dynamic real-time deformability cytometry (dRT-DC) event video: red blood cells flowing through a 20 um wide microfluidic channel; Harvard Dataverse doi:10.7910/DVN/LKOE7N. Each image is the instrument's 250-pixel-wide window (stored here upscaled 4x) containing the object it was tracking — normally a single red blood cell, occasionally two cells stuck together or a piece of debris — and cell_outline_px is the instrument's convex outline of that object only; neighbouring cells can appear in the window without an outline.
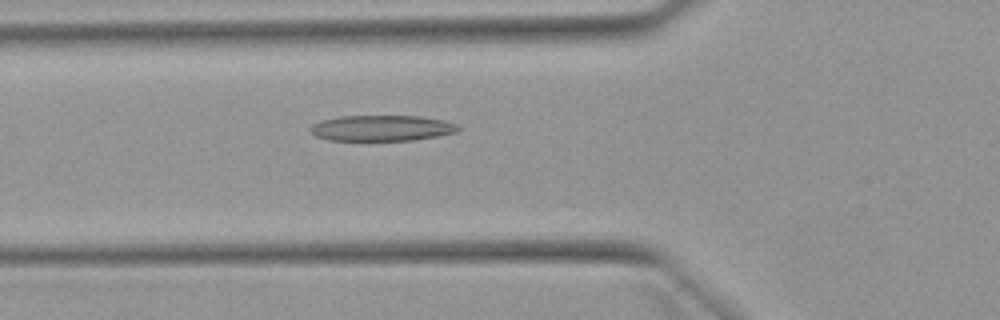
{"species": "Egyptian fruit bat (a non-hibernating species)", "species_latin": "Rousettus aegyptiacus", "temperature_condition": "warm", "stored_images_in_passage": 49, "camera_frame_rate_fps": 3000, "um_per_image_px": 0.085, "animal": {"sex": "female"}, "frame": {"image": 1, "passage_image": 16, "time_ms": 5.0, "image_size_px": [1000, 320], "cell_outline_px": [[460, 128], [456, 132], [436, 136], [412, 140], [328, 140], [316, 136], [308, 128], [312, 124], [320, 120], [340, 116], [420, 116], [444, 120], [456, 124]], "centroid_in_image_um": [32.41, 10.88], "position_along_channel_um": 93.4, "area_um2": 22.14}}
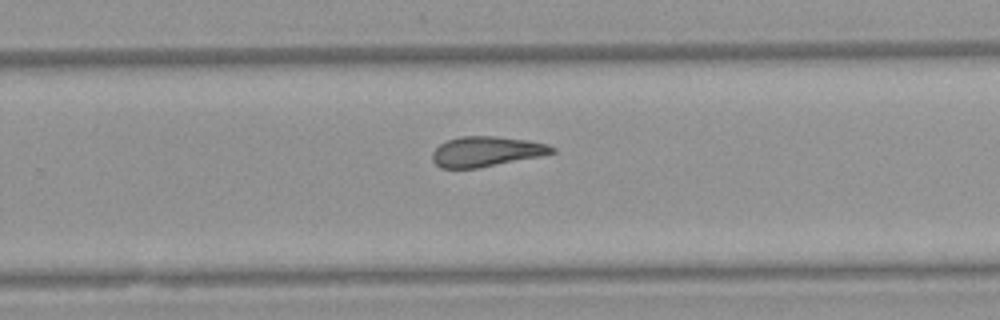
{"frame": {"image": 2, "passage_image": 31, "time_ms": 10.0, "image_size_px": [1000, 320], "cell_outline_px": [[556, 152], [540, 156], [476, 168], [440, 168], [432, 160], [432, 152], [440, 144], [448, 140], [460, 136], [496, 136], [528, 140], [548, 144], [556, 148]], "centroid_in_image_um": [41.34, 12.87], "position_along_channel_um": 288.5, "area_um2": 20.92}}
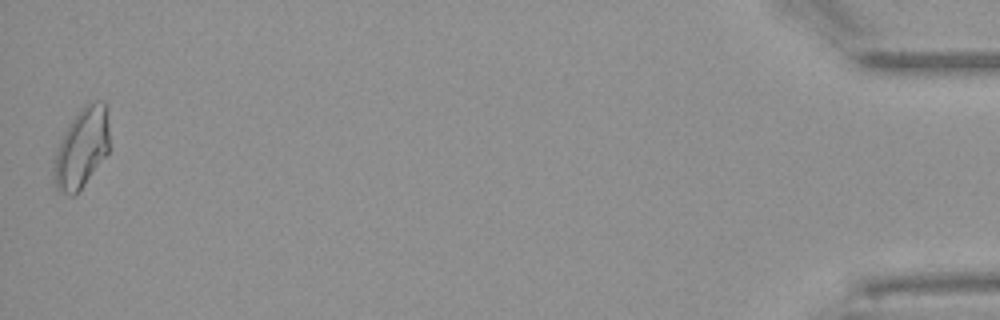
{"frame": {"image": 3, "passage_image": 49, "time_ms": 16.0, "image_size_px": [1000, 320], "cell_outline_px": [[108, 152], [84, 184], [72, 196], [68, 196], [56, 188], [52, 184], [52, 164], [60, 140], [68, 124], [76, 112], [88, 100], [104, 100], [108, 124]], "centroid_in_image_um": [6.89, 12.55], "position_along_channel_um": 428.3, "area_um2": 26.07}, "authors_computed_cell_mechanics": {"area_um2": 22.0796, "velocity_mm_per_s": 3.9096, "shape_relaxation_time_tau1_ms": null, "shape_relaxation_time_tau2_ms": 3.9245, "deformation_change_tau1": null, "deformation_change_tau2": 0.1418}}